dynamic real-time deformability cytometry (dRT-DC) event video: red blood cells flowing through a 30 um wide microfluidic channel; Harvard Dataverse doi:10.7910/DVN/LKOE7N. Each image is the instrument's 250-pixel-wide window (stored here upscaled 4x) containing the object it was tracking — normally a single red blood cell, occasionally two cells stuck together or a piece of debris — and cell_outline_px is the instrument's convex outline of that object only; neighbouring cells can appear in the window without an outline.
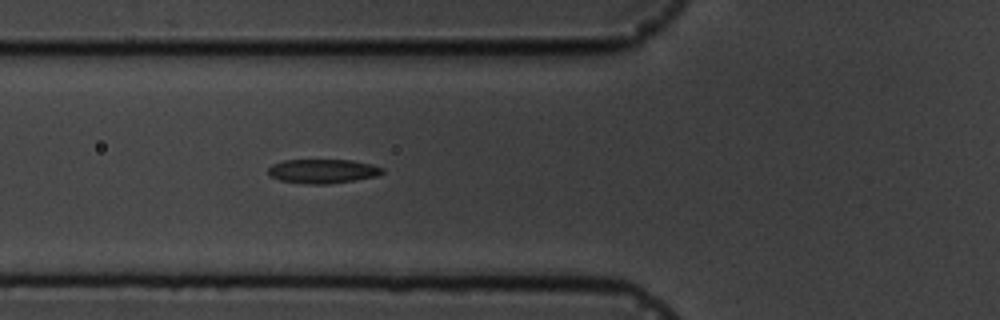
{"species": "common noctule bat (a hibernating species)", "species_latin": "Nyctalus noctula", "temperature_condition": "cold", "stored_images_in_passage": 6, "segment_of_instrument_passage": [1, 2], "camera_frame_rate_fps": 3000, "um_per_image_px": 0.085, "animal": {"sex": "male", "body_mass_g": 19.5, "forearm_length_mm": 54.6}, "frame": {"image": 1, "passage_image": 5, "time_ms": 4.333, "image_size_px": [1000, 320], "cell_outline_px": [[384, 172], [380, 176], [328, 184], [308, 184], [280, 180], [268, 176], [268, 168], [272, 164], [284, 160], [352, 160], [372, 164], [384, 168]], "centroid_in_image_um": [27.45, 14.55], "position_along_channel_um": 98.3, "area_um2": 16.24}}